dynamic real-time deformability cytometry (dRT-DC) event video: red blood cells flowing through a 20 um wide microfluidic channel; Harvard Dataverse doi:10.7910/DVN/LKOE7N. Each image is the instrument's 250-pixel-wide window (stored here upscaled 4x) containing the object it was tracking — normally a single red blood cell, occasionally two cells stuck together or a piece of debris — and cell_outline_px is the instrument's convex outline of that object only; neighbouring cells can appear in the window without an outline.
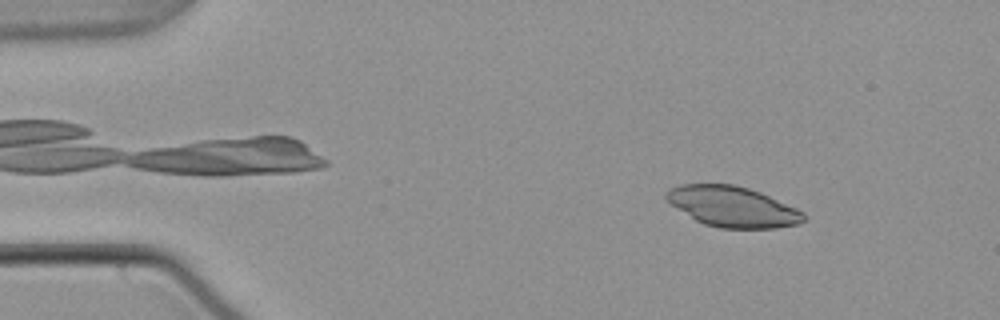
{"species": "common noctule bat (a hibernating species)", "species_latin": "Nyctalus noctula", "temperature_condition": "warm", "stored_images_in_passage": 53, "camera_frame_rate_fps": 3000, "um_per_image_px": 0.085, "animal": {"sex": "male", "body_mass_g": 21.5, "forearm_length_mm": 52.0}, "frame": {"image": 1, "passage_image": 7, "time_ms": 2.0, "image_size_px": [1000, 320], "cell_outline_px": [[804, 220], [800, 224], [776, 228], [720, 228], [704, 224], [696, 220], [672, 204], [664, 196], [672, 188], [680, 184], [732, 184], [748, 188], [760, 192], [796, 208], [804, 212]], "centroid_in_image_um": [62.3, 17.57], "position_along_channel_um": 22.7, "area_um2": 32.02}}